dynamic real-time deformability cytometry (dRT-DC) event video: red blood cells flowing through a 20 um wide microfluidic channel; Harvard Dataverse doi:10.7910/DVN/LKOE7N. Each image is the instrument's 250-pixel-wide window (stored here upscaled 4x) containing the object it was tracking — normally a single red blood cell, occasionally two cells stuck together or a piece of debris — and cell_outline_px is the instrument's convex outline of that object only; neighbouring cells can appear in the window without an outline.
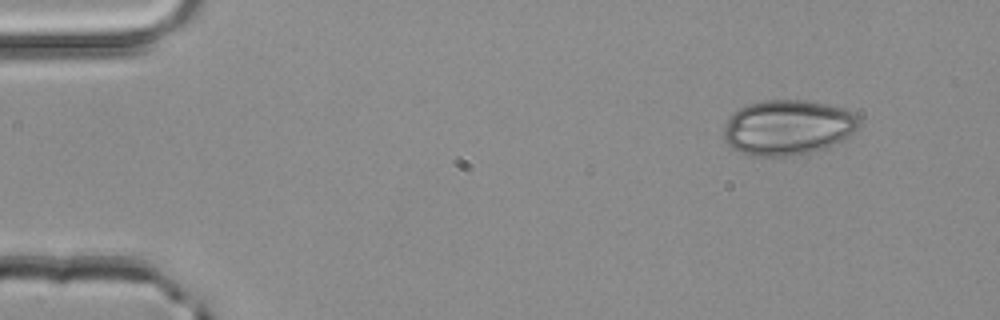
{"species": "common noctule bat (a hibernating species)", "species_latin": "Nyctalus noctula", "temperature_condition": "room temperature", "stored_images_in_passage": 45, "camera_frame_rate_fps": 3000, "um_per_image_px": 0.085, "animal": {"sex": "male", "body_mass_g": 20.4}, "frame": {"image": 1, "passage_image": 1, "time_ms": 0.0, "image_size_px": [1000, 320], "cell_outline_px": [[860, 128], [856, 132], [824, 148], [792, 156], [748, 156], [732, 148], [724, 140], [724, 124], [728, 116], [732, 112], [748, 104], [764, 100], [804, 100], [828, 104], [844, 108], [852, 112], [860, 120]], "centroid_in_image_um": [66.94, 10.83], "position_along_channel_um": 18.1, "area_um2": 43.81}}
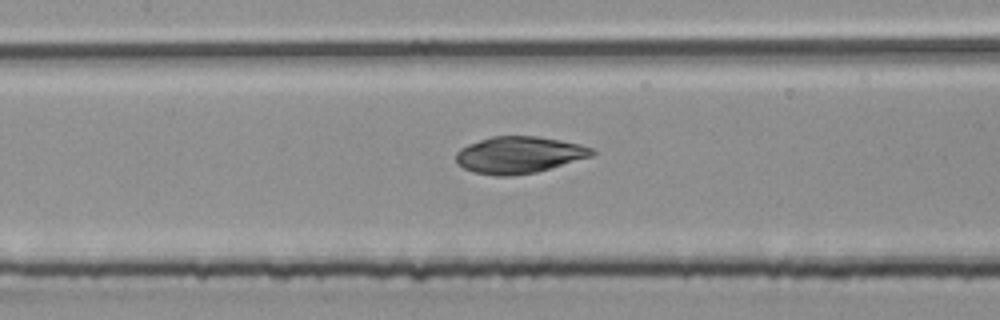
{"frame": {"image": 2, "passage_image": 19, "time_ms": 6.0, "image_size_px": [1000, 320], "cell_outline_px": [[596, 152], [592, 156], [536, 172], [512, 176], [496, 176], [472, 172], [456, 164], [456, 152], [460, 148], [468, 144], [492, 136], [536, 136], [560, 140], [580, 144], [592, 148]], "centroid_in_image_um": [44.09, 13.17], "position_along_channel_um": 163.3, "area_um2": 29.19}}
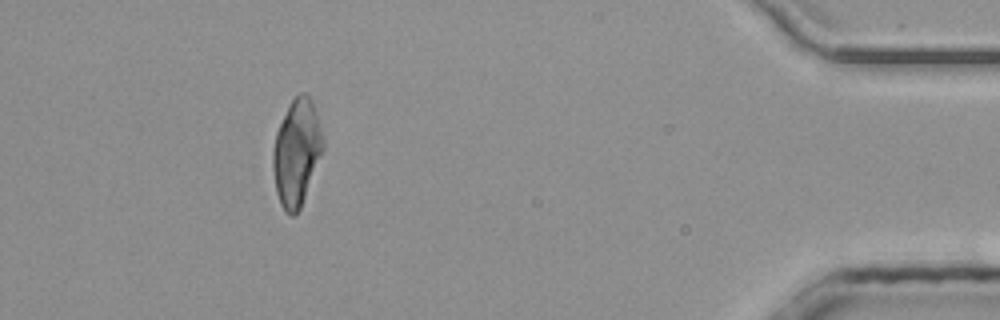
{"frame": {"image": 3, "passage_image": 41, "time_ms": 13.333, "image_size_px": [1000, 320], "cell_outline_px": [[324, 148], [300, 208], [292, 216], [284, 212], [280, 204], [276, 192], [272, 168], [272, 152], [276, 132], [292, 100], [300, 92], [304, 92], [312, 100], [316, 112], [324, 140]], "centroid_in_image_um": [25.2, 12.98], "position_along_channel_um": 410.0, "area_um2": 30.81}}